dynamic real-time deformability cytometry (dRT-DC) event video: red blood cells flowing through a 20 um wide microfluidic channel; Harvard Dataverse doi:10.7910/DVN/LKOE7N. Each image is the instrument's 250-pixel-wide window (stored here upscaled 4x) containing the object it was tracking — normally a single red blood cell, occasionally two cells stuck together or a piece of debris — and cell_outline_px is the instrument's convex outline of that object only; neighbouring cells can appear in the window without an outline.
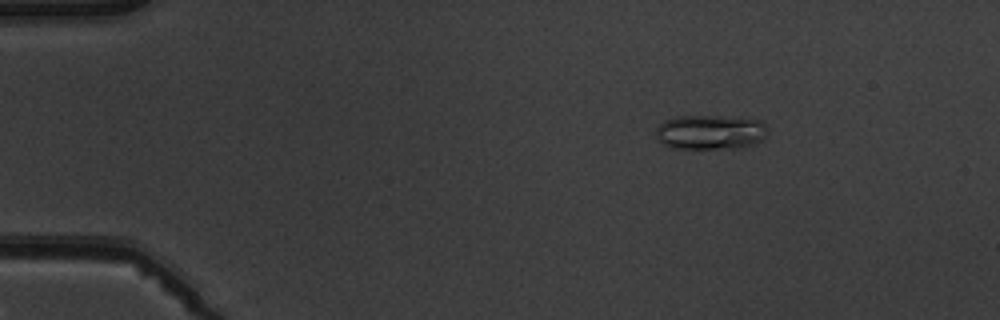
{"species": "common noctule bat (a hibernating species)", "species_latin": "Nyctalus noctula", "temperature_condition": "warm", "stored_images_in_passage": 5, "camera_frame_rate_fps": 3000, "um_per_image_px": 0.085, "animal": {"sex": "male", "body_mass_g": 19.5, "forearm_length_mm": 54.6}, "frame": {"image": 1, "passage_image": 2, "time_ms": 2.333, "image_size_px": [1000, 320], "cell_outline_px": [[764, 140], [756, 144], [744, 148], [676, 148], [664, 144], [656, 136], [656, 128], [664, 120], [676, 116], [720, 116], [764, 120]], "centroid_in_image_um": [60.39, 11.23], "position_along_channel_um": 24.6, "area_um2": 22.54}}